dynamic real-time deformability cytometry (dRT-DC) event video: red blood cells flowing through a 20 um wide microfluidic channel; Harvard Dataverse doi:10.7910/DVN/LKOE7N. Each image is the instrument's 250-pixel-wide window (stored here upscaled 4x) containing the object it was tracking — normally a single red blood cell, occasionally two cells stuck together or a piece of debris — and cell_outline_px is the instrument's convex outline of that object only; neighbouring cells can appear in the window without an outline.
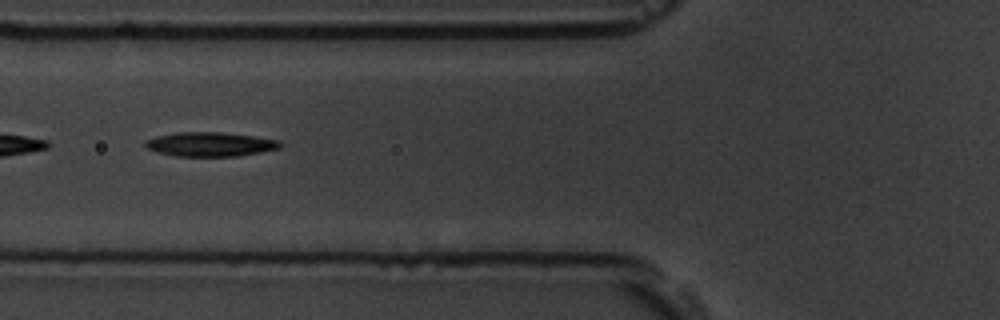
{"species": "common noctule bat (a hibernating species)", "species_latin": "Nyctalus noctula", "temperature_condition": "room temperature", "stored_images_in_passage": 15, "camera_frame_rate_fps": 3000, "um_per_image_px": 0.085, "animal": {"sex": "male", "body_mass_g": 19.5, "forearm_length_mm": 54.6}, "frame": {"image": 1, "passage_image": 5, "time_ms": 1.333, "image_size_px": [1000, 320], "cell_outline_px": [[284, 144], [280, 148], [260, 152], [236, 156], [176, 156], [156, 152], [148, 148], [144, 144], [144, 140], [156, 136], [176, 132], [220, 132], [252, 136], [280, 140]], "centroid_in_image_um": [17.86, 12.26], "position_along_channel_um": 107.9, "area_um2": 19.07}}
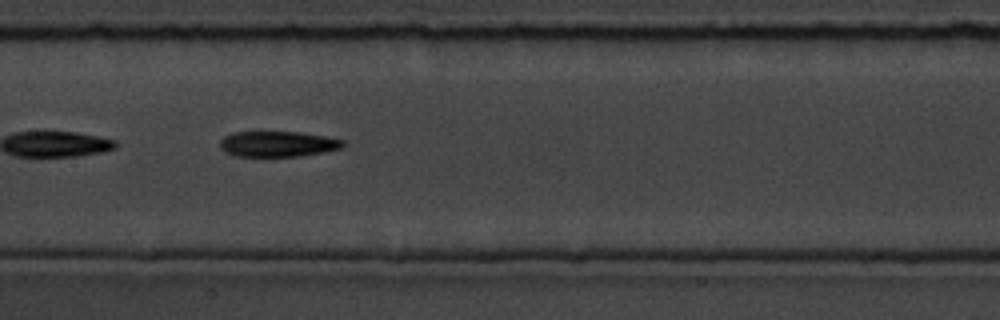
{"frame": {"image": 2, "passage_image": 11, "time_ms": 3.333, "image_size_px": [1000, 320], "cell_outline_px": [[344, 144], [340, 148], [324, 152], [300, 156], [236, 156], [224, 152], [220, 148], [220, 140], [224, 136], [232, 132], [296, 132], [324, 136], [344, 140]], "centroid_in_image_um": [23.56, 12.24], "position_along_channel_um": 183.8, "area_um2": 18.26}}